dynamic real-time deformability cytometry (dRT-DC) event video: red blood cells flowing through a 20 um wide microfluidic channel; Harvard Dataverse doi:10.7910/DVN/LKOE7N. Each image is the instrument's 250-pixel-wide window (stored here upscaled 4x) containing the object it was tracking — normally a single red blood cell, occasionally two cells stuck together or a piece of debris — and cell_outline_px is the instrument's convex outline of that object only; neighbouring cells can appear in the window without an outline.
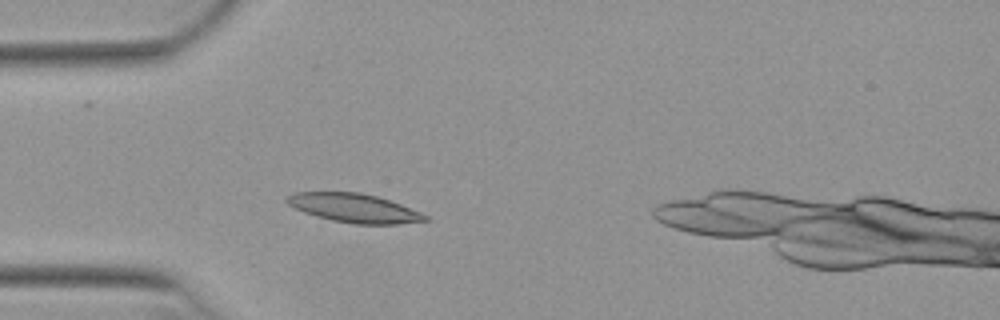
{"species": "Egyptian fruit bat (a non-hibernating species)", "species_latin": "Rousettus aegyptiacus", "temperature_condition": "warm", "stored_images_in_passage": 17, "camera_frame_rate_fps": 3000, "um_per_image_px": 0.085, "animal": {"sex": "female"}, "frame": {"image": 1, "passage_image": 12, "time_ms": 3.667, "image_size_px": [1000, 320], "cell_outline_px": [[432, 220], [400, 224], [352, 224], [332, 220], [316, 216], [304, 212], [288, 204], [284, 200], [292, 192], [360, 192], [376, 196], [400, 204], [420, 212], [428, 216]], "centroid_in_image_um": [30.11, 17.69], "position_along_channel_um": 54.9, "area_um2": 23.24}}
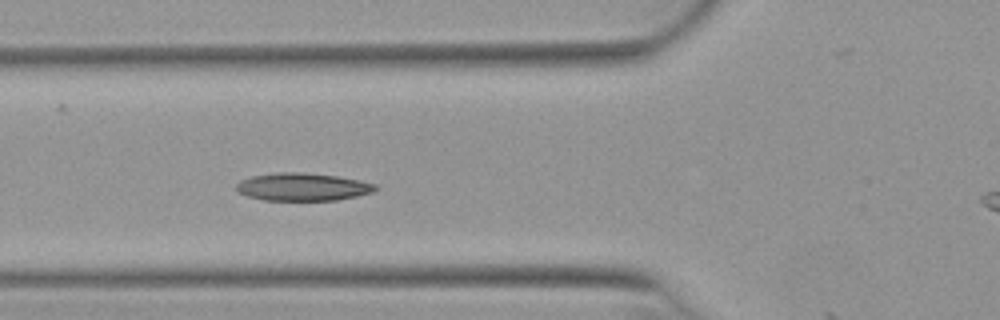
{"frame": {"image": 2, "passage_image": 16, "time_ms": 5.0, "image_size_px": [1000, 320], "cell_outline_px": [[380, 188], [372, 192], [356, 196], [336, 200], [264, 200], [248, 196], [240, 192], [236, 188], [236, 184], [240, 180], [252, 176], [280, 172], [304, 172], [336, 176], [360, 180], [376, 184]], "centroid_in_image_um": [25.75, 15.88], "position_along_channel_um": 100.0, "area_um2": 22.43}}